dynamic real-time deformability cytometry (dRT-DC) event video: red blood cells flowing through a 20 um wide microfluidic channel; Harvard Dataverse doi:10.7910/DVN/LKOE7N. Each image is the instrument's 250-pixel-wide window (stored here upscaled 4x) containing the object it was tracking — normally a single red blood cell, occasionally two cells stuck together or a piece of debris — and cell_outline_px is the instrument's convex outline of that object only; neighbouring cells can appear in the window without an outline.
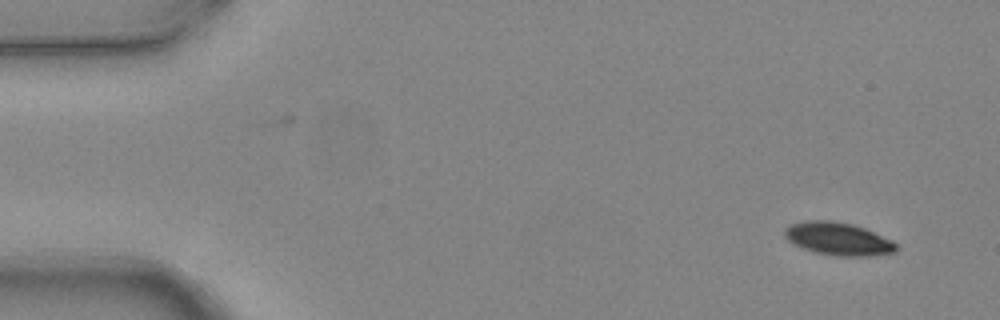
{"species": "common noctule bat (a hibernating species)", "species_latin": "Nyctalus noctula", "temperature_condition": "warm", "stored_images_in_passage": 3, "camera_frame_rate_fps": 3000, "um_per_image_px": 0.085, "animal": {"sex": "female", "body_mass_g": 24.6, "forearm_length_mm": 56.2}, "frame": {"image": 1, "passage_image": 3, "time_ms": 0.667, "image_size_px": [1000, 320], "cell_outline_px": [[900, 248], [896, 252], [872, 256], [836, 256], [816, 252], [804, 248], [788, 240], [784, 236], [784, 228], [788, 224], [804, 220], [832, 220], [852, 224], [864, 228], [892, 240]], "centroid_in_image_um": [71.25, 20.29], "position_along_channel_um": 13.7, "area_um2": 21.5}}